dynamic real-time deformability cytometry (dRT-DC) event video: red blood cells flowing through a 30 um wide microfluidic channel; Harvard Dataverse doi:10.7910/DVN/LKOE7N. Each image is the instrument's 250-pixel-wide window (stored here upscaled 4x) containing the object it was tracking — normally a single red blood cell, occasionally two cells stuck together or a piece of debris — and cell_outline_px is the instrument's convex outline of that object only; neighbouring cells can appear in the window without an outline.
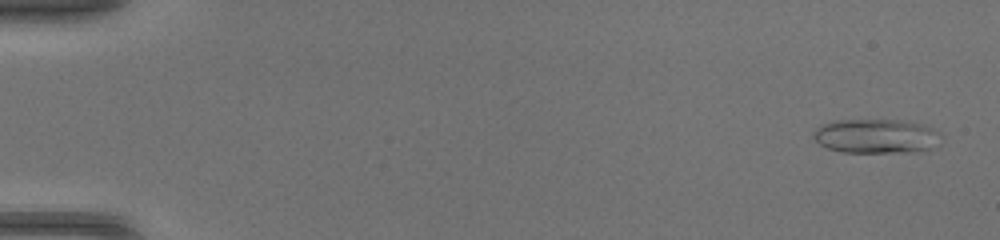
{"species": "common noctule bat (a hibernating species)", "species_latin": "Nyctalus noctula", "temperature_condition": "warm", "stored_images_in_passage": 50, "camera_frame_rate_fps": 3000, "um_per_image_px": 0.085, "animal": {"sex": "female", "body_mass_g": 17.0, "forearm_length_mm": 48.0}, "frame": {"image": 1, "passage_image": 3, "time_ms": 0.667, "image_size_px": [1000, 240], "cell_outline_px": [[940, 144], [928, 148], [908, 152], [844, 152], [828, 148], [820, 144], [812, 136], [812, 132], [820, 124], [836, 120], [896, 120], [924, 124], [940, 132]], "centroid_in_image_um": [74.45, 11.56], "position_along_channel_um": 10.5, "area_um2": 25.49}}
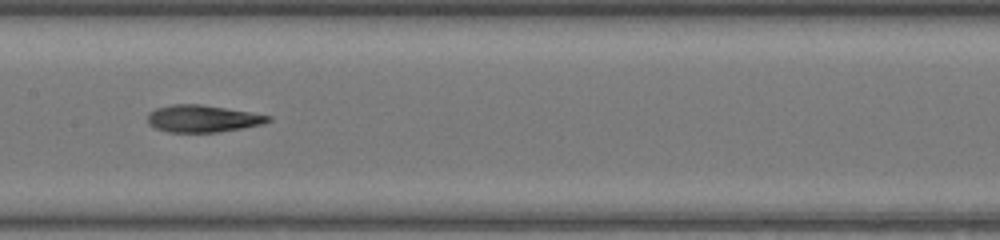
{"frame": {"image": 2, "passage_image": 27, "time_ms": 8.667, "image_size_px": [1000, 240], "cell_outline_px": [[272, 120], [264, 124], [244, 128], [216, 132], [168, 132], [156, 128], [148, 124], [148, 112], [156, 108], [172, 104], [200, 104], [272, 116]], "centroid_in_image_um": [17.22, 10.08], "position_along_channel_um": 190.2, "area_um2": 19.02}}
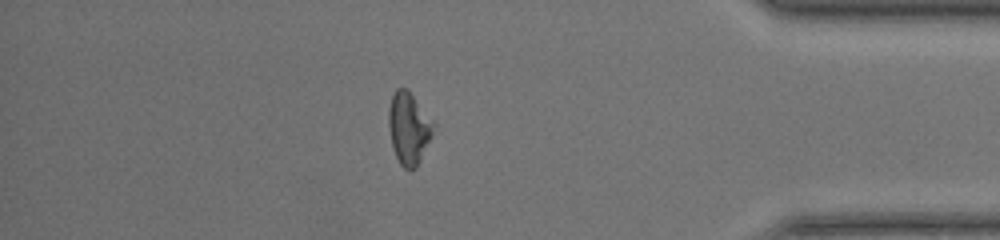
{"frame": {"image": 3, "passage_image": 44, "time_ms": 14.333, "image_size_px": [1000, 240], "cell_outline_px": [[436, 124], [432, 136], [416, 168], [404, 168], [400, 164], [396, 156], [392, 144], [388, 124], [388, 108], [392, 96], [396, 88], [408, 88]], "centroid_in_image_um": [34.76, 10.85], "position_along_channel_um": 400.4, "area_um2": 18.84}, "authors_computed_cell_mechanics": {"area_um2": 19.2474, "velocity_mm_per_s": 4.2585, "shape_relaxation_time_tau1_ms": 8.746, "shape_relaxation_time_tau2_ms": 2.1198, "deformation_change_tau1": 0.2741, "deformation_change_tau2": 0.1067}}